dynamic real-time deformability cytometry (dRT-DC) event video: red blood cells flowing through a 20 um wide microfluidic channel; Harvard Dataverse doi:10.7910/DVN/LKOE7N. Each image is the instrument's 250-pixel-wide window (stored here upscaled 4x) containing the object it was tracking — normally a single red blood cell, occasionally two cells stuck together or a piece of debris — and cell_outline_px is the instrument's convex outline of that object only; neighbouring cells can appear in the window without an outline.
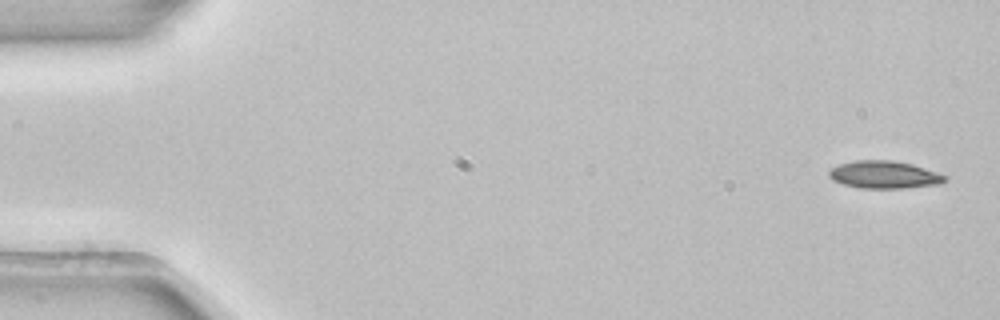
{"species": "common noctule bat (a hibernating species)", "species_latin": "Nyctalus noctula", "temperature_condition": "room temperature", "stored_images_in_passage": 5, "segment_of_instrument_passage": [2, 2], "camera_frame_rate_fps": 3000, "um_per_image_px": 0.085, "animal": {"sex": "female", "body_mass_g": 22.7, "forearm_length_mm": 54.2}, "frame": {"image": 1, "passage_image": 5, "time_ms": 1.333, "image_size_px": [1000, 320], "cell_outline_px": [[948, 176], [940, 184], [904, 188], [860, 188], [844, 184], [832, 180], [828, 176], [828, 172], [832, 168], [840, 164], [856, 160], [892, 160], [912, 164]], "centroid_in_image_um": [75.14, 14.85], "position_along_channel_um": 9.9, "area_um2": 18.5}}